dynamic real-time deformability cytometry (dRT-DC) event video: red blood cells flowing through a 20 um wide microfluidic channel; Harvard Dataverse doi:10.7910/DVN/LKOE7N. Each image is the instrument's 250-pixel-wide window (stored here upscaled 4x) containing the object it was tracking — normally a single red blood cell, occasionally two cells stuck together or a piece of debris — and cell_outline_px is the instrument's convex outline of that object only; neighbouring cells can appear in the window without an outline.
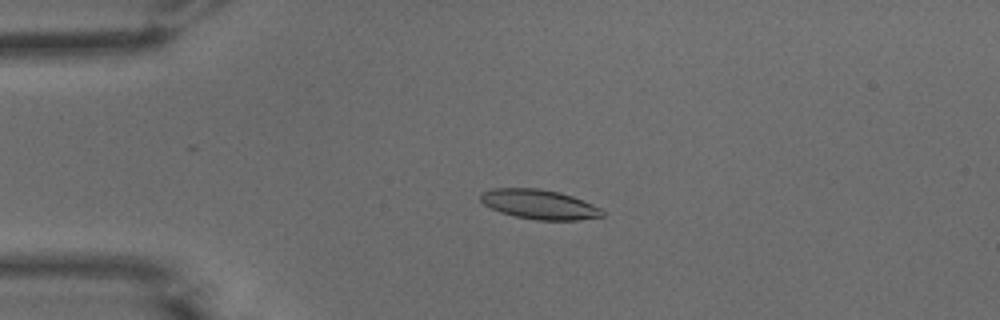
{"species": "common noctule bat (a hibernating species)", "species_latin": "Nyctalus noctula", "temperature_condition": "warm", "stored_images_in_passage": 53, "camera_frame_rate_fps": 3000, "um_per_image_px": 0.085, "animal": {"sex": "male", "body_mass_g": 15.6}, "frame": {"image": 1, "passage_image": 13, "time_ms": 4.0, "image_size_px": [1000, 320], "cell_outline_px": [[604, 216], [576, 220], [536, 220], [516, 216], [500, 212], [484, 204], [480, 200], [480, 192], [492, 188], [540, 188], [560, 192], [572, 196], [592, 204], [600, 208], [604, 212]], "centroid_in_image_um": [45.82, 17.36], "position_along_channel_um": 39.2, "area_um2": 20.98}}
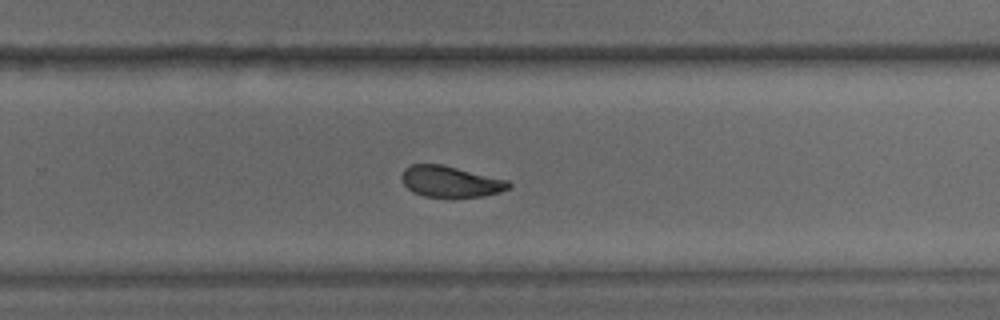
{"frame": {"image": 2, "passage_image": 35, "time_ms": 11.333, "image_size_px": [1000, 320], "cell_outline_px": [[512, 184], [508, 188], [500, 192], [484, 196], [452, 200], [424, 196], [412, 192], [404, 184], [400, 176], [404, 168], [412, 164], [440, 164], [508, 180]], "centroid_in_image_um": [38.27, 15.48], "position_along_channel_um": 291.5, "area_um2": 20.0}}
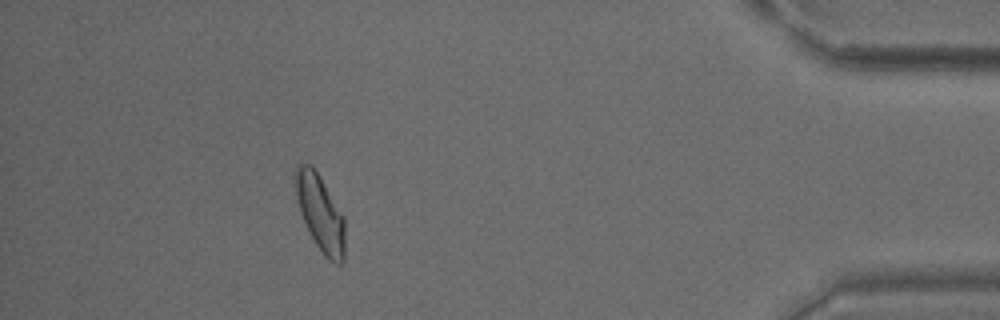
{"frame": {"image": 3, "passage_image": 48, "time_ms": 15.667, "image_size_px": [1000, 320], "cell_outline_px": [[344, 260], [340, 264], [336, 264], [328, 260], [324, 256], [316, 244], [300, 212], [292, 180], [292, 176], [296, 164], [308, 164], [320, 176], [344, 216]], "centroid_in_image_um": [27.19, 18.07], "position_along_channel_um": 408.0, "area_um2": 22.08}, "authors_computed_cell_mechanics": {"area_um2": 20.519, "velocity_mm_per_s": 3.8662, "shape_relaxation_time_tau1_ms": 3.6971, "shape_relaxation_time_tau2_ms": 2.0762, "deformation_change_tau1": 0.1497, "deformation_change_tau2": 0.0866}}